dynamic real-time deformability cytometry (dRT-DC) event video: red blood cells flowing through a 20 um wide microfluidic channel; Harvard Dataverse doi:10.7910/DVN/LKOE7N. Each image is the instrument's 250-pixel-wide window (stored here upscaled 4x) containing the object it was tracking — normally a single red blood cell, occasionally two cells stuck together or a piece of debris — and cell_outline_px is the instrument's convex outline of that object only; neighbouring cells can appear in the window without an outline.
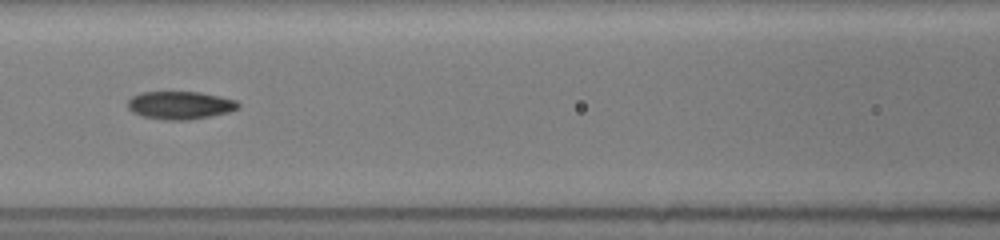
{"species": "common noctule bat (a hibernating species)", "species_latin": "Nyctalus noctula", "temperature_condition": "room temperature", "stored_images_in_passage": 40, "segment_of_instrument_passage": [2, 2], "camera_frame_rate_fps": 3000, "um_per_image_px": 0.085, "animal": {"sex": "female", "body_mass_g": 19.5, "forearm_length_mm": 54.1}, "frame": {"image": 1, "passage_image": 25, "time_ms": 8.0, "image_size_px": [1000, 240], "cell_outline_px": [[240, 108], [228, 112], [188, 120], [164, 120], [144, 116], [132, 112], [128, 108], [128, 100], [132, 96], [140, 92], [200, 92], [220, 96], [236, 100], [240, 104]], "centroid_in_image_um": [15.31, 8.94], "position_along_channel_um": 151.3, "area_um2": 17.98}}
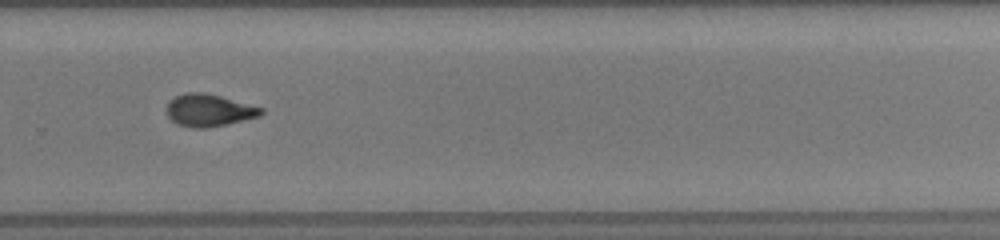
{"frame": {"image": 2, "passage_image": 37, "time_ms": 12.0, "image_size_px": [1000, 240], "cell_outline_px": [[264, 112], [260, 116], [228, 124], [208, 128], [192, 128], [176, 124], [168, 116], [168, 100], [176, 96], [188, 92], [204, 92], [220, 96], [264, 108]], "centroid_in_image_um": [17.77, 9.38], "position_along_channel_um": 312.0, "area_um2": 17.8}}